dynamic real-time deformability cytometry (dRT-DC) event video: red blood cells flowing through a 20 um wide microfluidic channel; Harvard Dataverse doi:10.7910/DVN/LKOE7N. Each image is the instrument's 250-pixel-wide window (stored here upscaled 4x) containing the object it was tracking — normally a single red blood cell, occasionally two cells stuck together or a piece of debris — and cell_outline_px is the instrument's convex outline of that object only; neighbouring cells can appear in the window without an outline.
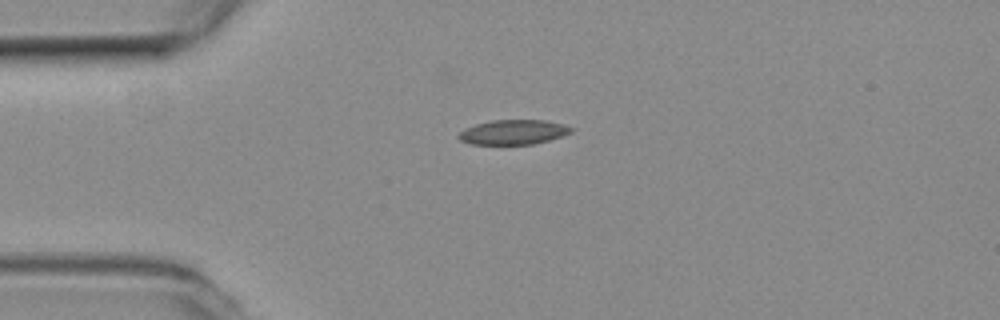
{"species": "common noctule bat (a hibernating species)", "species_latin": "Nyctalus noctula", "temperature_condition": "room temperature", "stored_images_in_passage": 2, "camera_frame_rate_fps": 3000, "um_per_image_px": 0.085, "animal": {"sex": "female", "body_mass_g": 19.3, "forearm_length_mm": 54.1}, "frame": {"image": 1, "passage_image": 1, "time_ms": 0.0, "image_size_px": [1000, 320], "cell_outline_px": [[572, 132], [548, 140], [532, 144], [472, 144], [460, 140], [456, 136], [464, 128], [476, 124], [492, 120], [544, 120], [564, 124], [572, 128]], "centroid_in_image_um": [43.6, 11.22], "position_along_channel_um": 41.4, "area_um2": 16.07}}